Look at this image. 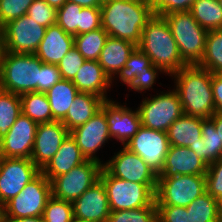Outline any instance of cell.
I'll list each match as a JSON object with an SVG mask.
<instances>
[{
  "label": "cell",
  "instance_id": "obj_11",
  "mask_svg": "<svg viewBox=\"0 0 222 222\" xmlns=\"http://www.w3.org/2000/svg\"><path fill=\"white\" fill-rule=\"evenodd\" d=\"M102 167L103 165L96 161L86 160L66 174L55 177L51 181L52 195L73 203L99 180Z\"/></svg>",
  "mask_w": 222,
  "mask_h": 222
},
{
  "label": "cell",
  "instance_id": "obj_41",
  "mask_svg": "<svg viewBox=\"0 0 222 222\" xmlns=\"http://www.w3.org/2000/svg\"><path fill=\"white\" fill-rule=\"evenodd\" d=\"M86 59L73 47L57 65L62 79L72 81Z\"/></svg>",
  "mask_w": 222,
  "mask_h": 222
},
{
  "label": "cell",
  "instance_id": "obj_2",
  "mask_svg": "<svg viewBox=\"0 0 222 222\" xmlns=\"http://www.w3.org/2000/svg\"><path fill=\"white\" fill-rule=\"evenodd\" d=\"M174 79L184 114L210 118L215 112L212 73L198 65H187L170 76Z\"/></svg>",
  "mask_w": 222,
  "mask_h": 222
},
{
  "label": "cell",
  "instance_id": "obj_14",
  "mask_svg": "<svg viewBox=\"0 0 222 222\" xmlns=\"http://www.w3.org/2000/svg\"><path fill=\"white\" fill-rule=\"evenodd\" d=\"M70 135L75 139L86 160H93L104 165L103 160L96 154L112 139L103 107L85 124L71 130Z\"/></svg>",
  "mask_w": 222,
  "mask_h": 222
},
{
  "label": "cell",
  "instance_id": "obj_51",
  "mask_svg": "<svg viewBox=\"0 0 222 222\" xmlns=\"http://www.w3.org/2000/svg\"><path fill=\"white\" fill-rule=\"evenodd\" d=\"M75 4H79L82 7H101L102 2L100 0H67Z\"/></svg>",
  "mask_w": 222,
  "mask_h": 222
},
{
  "label": "cell",
  "instance_id": "obj_22",
  "mask_svg": "<svg viewBox=\"0 0 222 222\" xmlns=\"http://www.w3.org/2000/svg\"><path fill=\"white\" fill-rule=\"evenodd\" d=\"M72 83L79 92L98 95L104 100L111 99L107 93L112 86V80L96 60H86L76 73Z\"/></svg>",
  "mask_w": 222,
  "mask_h": 222
},
{
  "label": "cell",
  "instance_id": "obj_42",
  "mask_svg": "<svg viewBox=\"0 0 222 222\" xmlns=\"http://www.w3.org/2000/svg\"><path fill=\"white\" fill-rule=\"evenodd\" d=\"M205 176L206 192L218 202L222 201V159L212 162Z\"/></svg>",
  "mask_w": 222,
  "mask_h": 222
},
{
  "label": "cell",
  "instance_id": "obj_7",
  "mask_svg": "<svg viewBox=\"0 0 222 222\" xmlns=\"http://www.w3.org/2000/svg\"><path fill=\"white\" fill-rule=\"evenodd\" d=\"M138 111L141 117V126L156 131L167 132L170 125L184 114L177 91L173 88L166 92L160 91L150 98H143Z\"/></svg>",
  "mask_w": 222,
  "mask_h": 222
},
{
  "label": "cell",
  "instance_id": "obj_48",
  "mask_svg": "<svg viewBox=\"0 0 222 222\" xmlns=\"http://www.w3.org/2000/svg\"><path fill=\"white\" fill-rule=\"evenodd\" d=\"M212 89L216 112L222 113V73H212Z\"/></svg>",
  "mask_w": 222,
  "mask_h": 222
},
{
  "label": "cell",
  "instance_id": "obj_19",
  "mask_svg": "<svg viewBox=\"0 0 222 222\" xmlns=\"http://www.w3.org/2000/svg\"><path fill=\"white\" fill-rule=\"evenodd\" d=\"M74 218L86 222H106L110 215L108 197L99 179L73 203Z\"/></svg>",
  "mask_w": 222,
  "mask_h": 222
},
{
  "label": "cell",
  "instance_id": "obj_52",
  "mask_svg": "<svg viewBox=\"0 0 222 222\" xmlns=\"http://www.w3.org/2000/svg\"><path fill=\"white\" fill-rule=\"evenodd\" d=\"M48 5L55 8L56 10L62 7L67 0H45Z\"/></svg>",
  "mask_w": 222,
  "mask_h": 222
},
{
  "label": "cell",
  "instance_id": "obj_39",
  "mask_svg": "<svg viewBox=\"0 0 222 222\" xmlns=\"http://www.w3.org/2000/svg\"><path fill=\"white\" fill-rule=\"evenodd\" d=\"M34 0H0V29L8 22L27 14Z\"/></svg>",
  "mask_w": 222,
  "mask_h": 222
},
{
  "label": "cell",
  "instance_id": "obj_44",
  "mask_svg": "<svg viewBox=\"0 0 222 222\" xmlns=\"http://www.w3.org/2000/svg\"><path fill=\"white\" fill-rule=\"evenodd\" d=\"M161 73L165 75L160 68L154 65L148 72H142L141 75L135 76L126 85L129 90L133 89L132 91L145 93L146 90L150 91V89H153L152 87L154 83L156 84L157 78Z\"/></svg>",
  "mask_w": 222,
  "mask_h": 222
},
{
  "label": "cell",
  "instance_id": "obj_35",
  "mask_svg": "<svg viewBox=\"0 0 222 222\" xmlns=\"http://www.w3.org/2000/svg\"><path fill=\"white\" fill-rule=\"evenodd\" d=\"M153 66L150 58L136 47L129 55L125 66L112 79V84L114 80L119 79L118 81L122 82V85H126L135 76L141 75L142 72H148Z\"/></svg>",
  "mask_w": 222,
  "mask_h": 222
},
{
  "label": "cell",
  "instance_id": "obj_50",
  "mask_svg": "<svg viewBox=\"0 0 222 222\" xmlns=\"http://www.w3.org/2000/svg\"><path fill=\"white\" fill-rule=\"evenodd\" d=\"M210 119L214 122L215 130L218 133L220 141H222V113L215 112Z\"/></svg>",
  "mask_w": 222,
  "mask_h": 222
},
{
  "label": "cell",
  "instance_id": "obj_24",
  "mask_svg": "<svg viewBox=\"0 0 222 222\" xmlns=\"http://www.w3.org/2000/svg\"><path fill=\"white\" fill-rule=\"evenodd\" d=\"M137 47L133 42L125 39L108 37L100 52L98 62L104 72L112 80L125 66L129 55Z\"/></svg>",
  "mask_w": 222,
  "mask_h": 222
},
{
  "label": "cell",
  "instance_id": "obj_26",
  "mask_svg": "<svg viewBox=\"0 0 222 222\" xmlns=\"http://www.w3.org/2000/svg\"><path fill=\"white\" fill-rule=\"evenodd\" d=\"M204 118L183 114L176 119L167 130L169 144L173 146L189 147L202 137Z\"/></svg>",
  "mask_w": 222,
  "mask_h": 222
},
{
  "label": "cell",
  "instance_id": "obj_3",
  "mask_svg": "<svg viewBox=\"0 0 222 222\" xmlns=\"http://www.w3.org/2000/svg\"><path fill=\"white\" fill-rule=\"evenodd\" d=\"M137 47L168 76L187 66L179 54L169 24L162 16L153 15L146 23Z\"/></svg>",
  "mask_w": 222,
  "mask_h": 222
},
{
  "label": "cell",
  "instance_id": "obj_25",
  "mask_svg": "<svg viewBox=\"0 0 222 222\" xmlns=\"http://www.w3.org/2000/svg\"><path fill=\"white\" fill-rule=\"evenodd\" d=\"M104 101L98 95L79 92L61 122L70 132L93 117L101 109Z\"/></svg>",
  "mask_w": 222,
  "mask_h": 222
},
{
  "label": "cell",
  "instance_id": "obj_13",
  "mask_svg": "<svg viewBox=\"0 0 222 222\" xmlns=\"http://www.w3.org/2000/svg\"><path fill=\"white\" fill-rule=\"evenodd\" d=\"M169 146L167 132L156 131L143 126L125 145L130 151L138 154L157 175L162 171Z\"/></svg>",
  "mask_w": 222,
  "mask_h": 222
},
{
  "label": "cell",
  "instance_id": "obj_30",
  "mask_svg": "<svg viewBox=\"0 0 222 222\" xmlns=\"http://www.w3.org/2000/svg\"><path fill=\"white\" fill-rule=\"evenodd\" d=\"M190 12L207 31L222 29V6L219 0H196Z\"/></svg>",
  "mask_w": 222,
  "mask_h": 222
},
{
  "label": "cell",
  "instance_id": "obj_37",
  "mask_svg": "<svg viewBox=\"0 0 222 222\" xmlns=\"http://www.w3.org/2000/svg\"><path fill=\"white\" fill-rule=\"evenodd\" d=\"M106 222H158L156 205L131 210L110 211Z\"/></svg>",
  "mask_w": 222,
  "mask_h": 222
},
{
  "label": "cell",
  "instance_id": "obj_40",
  "mask_svg": "<svg viewBox=\"0 0 222 222\" xmlns=\"http://www.w3.org/2000/svg\"><path fill=\"white\" fill-rule=\"evenodd\" d=\"M26 15L48 28L56 24L57 10L48 5L45 0H34Z\"/></svg>",
  "mask_w": 222,
  "mask_h": 222
},
{
  "label": "cell",
  "instance_id": "obj_28",
  "mask_svg": "<svg viewBox=\"0 0 222 222\" xmlns=\"http://www.w3.org/2000/svg\"><path fill=\"white\" fill-rule=\"evenodd\" d=\"M78 93L79 91L72 81L65 79H61L45 92L55 121H62L66 117L67 111Z\"/></svg>",
  "mask_w": 222,
  "mask_h": 222
},
{
  "label": "cell",
  "instance_id": "obj_8",
  "mask_svg": "<svg viewBox=\"0 0 222 222\" xmlns=\"http://www.w3.org/2000/svg\"><path fill=\"white\" fill-rule=\"evenodd\" d=\"M206 191L205 175H177L157 178L156 206L187 207Z\"/></svg>",
  "mask_w": 222,
  "mask_h": 222
},
{
  "label": "cell",
  "instance_id": "obj_15",
  "mask_svg": "<svg viewBox=\"0 0 222 222\" xmlns=\"http://www.w3.org/2000/svg\"><path fill=\"white\" fill-rule=\"evenodd\" d=\"M103 167L114 177L141 184H157L158 175L143 159L123 146Z\"/></svg>",
  "mask_w": 222,
  "mask_h": 222
},
{
  "label": "cell",
  "instance_id": "obj_54",
  "mask_svg": "<svg viewBox=\"0 0 222 222\" xmlns=\"http://www.w3.org/2000/svg\"><path fill=\"white\" fill-rule=\"evenodd\" d=\"M3 216H4L3 206L0 205V222H3Z\"/></svg>",
  "mask_w": 222,
  "mask_h": 222
},
{
  "label": "cell",
  "instance_id": "obj_1",
  "mask_svg": "<svg viewBox=\"0 0 222 222\" xmlns=\"http://www.w3.org/2000/svg\"><path fill=\"white\" fill-rule=\"evenodd\" d=\"M102 28L109 37L138 45L146 23L153 17L150 0H108L100 7Z\"/></svg>",
  "mask_w": 222,
  "mask_h": 222
},
{
  "label": "cell",
  "instance_id": "obj_31",
  "mask_svg": "<svg viewBox=\"0 0 222 222\" xmlns=\"http://www.w3.org/2000/svg\"><path fill=\"white\" fill-rule=\"evenodd\" d=\"M199 67L211 73H222V29L209 30Z\"/></svg>",
  "mask_w": 222,
  "mask_h": 222
},
{
  "label": "cell",
  "instance_id": "obj_32",
  "mask_svg": "<svg viewBox=\"0 0 222 222\" xmlns=\"http://www.w3.org/2000/svg\"><path fill=\"white\" fill-rule=\"evenodd\" d=\"M108 33L101 27L97 30L74 36V47L86 60L98 61Z\"/></svg>",
  "mask_w": 222,
  "mask_h": 222
},
{
  "label": "cell",
  "instance_id": "obj_4",
  "mask_svg": "<svg viewBox=\"0 0 222 222\" xmlns=\"http://www.w3.org/2000/svg\"><path fill=\"white\" fill-rule=\"evenodd\" d=\"M41 63L35 54L1 51L0 89L17 95L40 92Z\"/></svg>",
  "mask_w": 222,
  "mask_h": 222
},
{
  "label": "cell",
  "instance_id": "obj_46",
  "mask_svg": "<svg viewBox=\"0 0 222 222\" xmlns=\"http://www.w3.org/2000/svg\"><path fill=\"white\" fill-rule=\"evenodd\" d=\"M158 222H190L189 211L181 206H156Z\"/></svg>",
  "mask_w": 222,
  "mask_h": 222
},
{
  "label": "cell",
  "instance_id": "obj_17",
  "mask_svg": "<svg viewBox=\"0 0 222 222\" xmlns=\"http://www.w3.org/2000/svg\"><path fill=\"white\" fill-rule=\"evenodd\" d=\"M127 104L113 99L105 100L102 107L105 109L109 134L111 139H117L123 146L136 135L141 127V117L138 108L132 110Z\"/></svg>",
  "mask_w": 222,
  "mask_h": 222
},
{
  "label": "cell",
  "instance_id": "obj_27",
  "mask_svg": "<svg viewBox=\"0 0 222 222\" xmlns=\"http://www.w3.org/2000/svg\"><path fill=\"white\" fill-rule=\"evenodd\" d=\"M188 148L192 149L197 157L208 166L212 162L222 159V141H220L214 122L210 118L203 120L201 140Z\"/></svg>",
  "mask_w": 222,
  "mask_h": 222
},
{
  "label": "cell",
  "instance_id": "obj_12",
  "mask_svg": "<svg viewBox=\"0 0 222 222\" xmlns=\"http://www.w3.org/2000/svg\"><path fill=\"white\" fill-rule=\"evenodd\" d=\"M40 172L31 159L3 157L0 164V205L18 195Z\"/></svg>",
  "mask_w": 222,
  "mask_h": 222
},
{
  "label": "cell",
  "instance_id": "obj_23",
  "mask_svg": "<svg viewBox=\"0 0 222 222\" xmlns=\"http://www.w3.org/2000/svg\"><path fill=\"white\" fill-rule=\"evenodd\" d=\"M85 161L75 139L69 134L52 159L41 169V173L51 182Z\"/></svg>",
  "mask_w": 222,
  "mask_h": 222
},
{
  "label": "cell",
  "instance_id": "obj_38",
  "mask_svg": "<svg viewBox=\"0 0 222 222\" xmlns=\"http://www.w3.org/2000/svg\"><path fill=\"white\" fill-rule=\"evenodd\" d=\"M42 216L44 222H71L74 219L73 204L52 195Z\"/></svg>",
  "mask_w": 222,
  "mask_h": 222
},
{
  "label": "cell",
  "instance_id": "obj_29",
  "mask_svg": "<svg viewBox=\"0 0 222 222\" xmlns=\"http://www.w3.org/2000/svg\"><path fill=\"white\" fill-rule=\"evenodd\" d=\"M22 113L37 124L55 121L49 100L44 92H29L20 95Z\"/></svg>",
  "mask_w": 222,
  "mask_h": 222
},
{
  "label": "cell",
  "instance_id": "obj_5",
  "mask_svg": "<svg viewBox=\"0 0 222 222\" xmlns=\"http://www.w3.org/2000/svg\"><path fill=\"white\" fill-rule=\"evenodd\" d=\"M163 17L169 24L183 61L187 65H198L204 54L208 31L200 26L190 11L171 12Z\"/></svg>",
  "mask_w": 222,
  "mask_h": 222
},
{
  "label": "cell",
  "instance_id": "obj_10",
  "mask_svg": "<svg viewBox=\"0 0 222 222\" xmlns=\"http://www.w3.org/2000/svg\"><path fill=\"white\" fill-rule=\"evenodd\" d=\"M46 29L27 15L12 20L1 28L2 51L34 54Z\"/></svg>",
  "mask_w": 222,
  "mask_h": 222
},
{
  "label": "cell",
  "instance_id": "obj_36",
  "mask_svg": "<svg viewBox=\"0 0 222 222\" xmlns=\"http://www.w3.org/2000/svg\"><path fill=\"white\" fill-rule=\"evenodd\" d=\"M82 6L67 1L57 9L56 24L73 36L80 34V13Z\"/></svg>",
  "mask_w": 222,
  "mask_h": 222
},
{
  "label": "cell",
  "instance_id": "obj_45",
  "mask_svg": "<svg viewBox=\"0 0 222 222\" xmlns=\"http://www.w3.org/2000/svg\"><path fill=\"white\" fill-rule=\"evenodd\" d=\"M102 27L100 7H82L80 13V34Z\"/></svg>",
  "mask_w": 222,
  "mask_h": 222
},
{
  "label": "cell",
  "instance_id": "obj_49",
  "mask_svg": "<svg viewBox=\"0 0 222 222\" xmlns=\"http://www.w3.org/2000/svg\"><path fill=\"white\" fill-rule=\"evenodd\" d=\"M3 222H44L43 216H35V217H3Z\"/></svg>",
  "mask_w": 222,
  "mask_h": 222
},
{
  "label": "cell",
  "instance_id": "obj_21",
  "mask_svg": "<svg viewBox=\"0 0 222 222\" xmlns=\"http://www.w3.org/2000/svg\"><path fill=\"white\" fill-rule=\"evenodd\" d=\"M74 47V36L66 33L57 24L49 26L34 53L42 63L58 65Z\"/></svg>",
  "mask_w": 222,
  "mask_h": 222
},
{
  "label": "cell",
  "instance_id": "obj_34",
  "mask_svg": "<svg viewBox=\"0 0 222 222\" xmlns=\"http://www.w3.org/2000/svg\"><path fill=\"white\" fill-rule=\"evenodd\" d=\"M22 113L20 95L0 89V140Z\"/></svg>",
  "mask_w": 222,
  "mask_h": 222
},
{
  "label": "cell",
  "instance_id": "obj_6",
  "mask_svg": "<svg viewBox=\"0 0 222 222\" xmlns=\"http://www.w3.org/2000/svg\"><path fill=\"white\" fill-rule=\"evenodd\" d=\"M99 179L103 182L110 211L131 210L156 205L157 184H141L112 176L102 167Z\"/></svg>",
  "mask_w": 222,
  "mask_h": 222
},
{
  "label": "cell",
  "instance_id": "obj_9",
  "mask_svg": "<svg viewBox=\"0 0 222 222\" xmlns=\"http://www.w3.org/2000/svg\"><path fill=\"white\" fill-rule=\"evenodd\" d=\"M51 196V182L40 172L18 195L3 205V217L42 216Z\"/></svg>",
  "mask_w": 222,
  "mask_h": 222
},
{
  "label": "cell",
  "instance_id": "obj_53",
  "mask_svg": "<svg viewBox=\"0 0 222 222\" xmlns=\"http://www.w3.org/2000/svg\"><path fill=\"white\" fill-rule=\"evenodd\" d=\"M219 222H222V201L219 202Z\"/></svg>",
  "mask_w": 222,
  "mask_h": 222
},
{
  "label": "cell",
  "instance_id": "obj_20",
  "mask_svg": "<svg viewBox=\"0 0 222 222\" xmlns=\"http://www.w3.org/2000/svg\"><path fill=\"white\" fill-rule=\"evenodd\" d=\"M208 165L188 147L170 145L158 178L177 175H205Z\"/></svg>",
  "mask_w": 222,
  "mask_h": 222
},
{
  "label": "cell",
  "instance_id": "obj_43",
  "mask_svg": "<svg viewBox=\"0 0 222 222\" xmlns=\"http://www.w3.org/2000/svg\"><path fill=\"white\" fill-rule=\"evenodd\" d=\"M196 0H150L153 15L164 16L171 12L190 11Z\"/></svg>",
  "mask_w": 222,
  "mask_h": 222
},
{
  "label": "cell",
  "instance_id": "obj_56",
  "mask_svg": "<svg viewBox=\"0 0 222 222\" xmlns=\"http://www.w3.org/2000/svg\"><path fill=\"white\" fill-rule=\"evenodd\" d=\"M71 222H86V221H82V220H78L74 218Z\"/></svg>",
  "mask_w": 222,
  "mask_h": 222
},
{
  "label": "cell",
  "instance_id": "obj_33",
  "mask_svg": "<svg viewBox=\"0 0 222 222\" xmlns=\"http://www.w3.org/2000/svg\"><path fill=\"white\" fill-rule=\"evenodd\" d=\"M186 208L190 222H219V202L206 191Z\"/></svg>",
  "mask_w": 222,
  "mask_h": 222
},
{
  "label": "cell",
  "instance_id": "obj_47",
  "mask_svg": "<svg viewBox=\"0 0 222 222\" xmlns=\"http://www.w3.org/2000/svg\"><path fill=\"white\" fill-rule=\"evenodd\" d=\"M62 79L57 65L41 63L40 92H46Z\"/></svg>",
  "mask_w": 222,
  "mask_h": 222
},
{
  "label": "cell",
  "instance_id": "obj_16",
  "mask_svg": "<svg viewBox=\"0 0 222 222\" xmlns=\"http://www.w3.org/2000/svg\"><path fill=\"white\" fill-rule=\"evenodd\" d=\"M38 124L21 113L3 139L0 155L5 158L31 159Z\"/></svg>",
  "mask_w": 222,
  "mask_h": 222
},
{
  "label": "cell",
  "instance_id": "obj_55",
  "mask_svg": "<svg viewBox=\"0 0 222 222\" xmlns=\"http://www.w3.org/2000/svg\"><path fill=\"white\" fill-rule=\"evenodd\" d=\"M1 51H2V38H1V29H0V54H1Z\"/></svg>",
  "mask_w": 222,
  "mask_h": 222
},
{
  "label": "cell",
  "instance_id": "obj_18",
  "mask_svg": "<svg viewBox=\"0 0 222 222\" xmlns=\"http://www.w3.org/2000/svg\"><path fill=\"white\" fill-rule=\"evenodd\" d=\"M69 134L61 121L38 124L31 160L40 170L52 159Z\"/></svg>",
  "mask_w": 222,
  "mask_h": 222
}]
</instances>
